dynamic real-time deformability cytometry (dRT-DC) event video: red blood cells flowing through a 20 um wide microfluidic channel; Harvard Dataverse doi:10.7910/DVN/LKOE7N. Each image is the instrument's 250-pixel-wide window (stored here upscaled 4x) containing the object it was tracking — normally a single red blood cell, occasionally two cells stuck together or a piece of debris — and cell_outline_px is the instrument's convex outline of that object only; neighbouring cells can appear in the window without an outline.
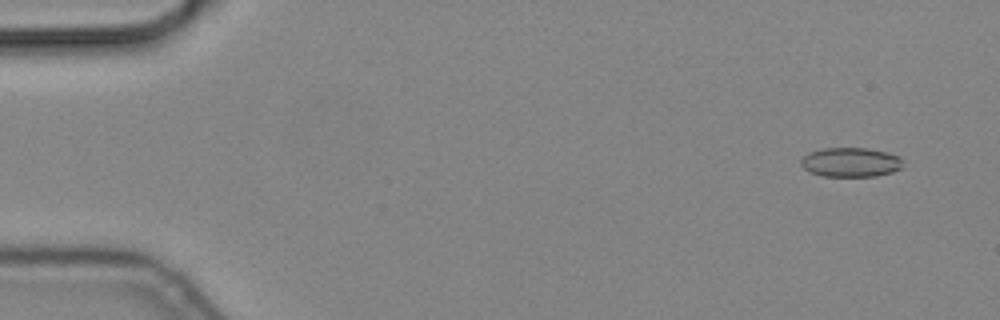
{"species": "common noctule bat (a hibernating species)", "species_latin": "Nyctalus noctula", "temperature_condition": "cold", "stored_images_in_passage": 56, "camera_frame_rate_fps": 3000, "um_per_image_px": 0.085, "animal": {"sex": "male", "body_mass_g": 19.2, "forearm_length_mm": 51.8}, "frame": {"image": 1, "passage_image": 4, "time_ms": 1.0, "image_size_px": [1000, 320], "cell_outline_px": [[900, 168], [892, 172], [876, 176], [824, 176], [808, 172], [800, 164], [800, 160], [808, 152], [824, 148], [868, 148], [888, 152], [900, 156]], "centroid_in_image_um": [72.27, 13.78], "position_along_channel_um": 12.7, "area_um2": 17.46}}
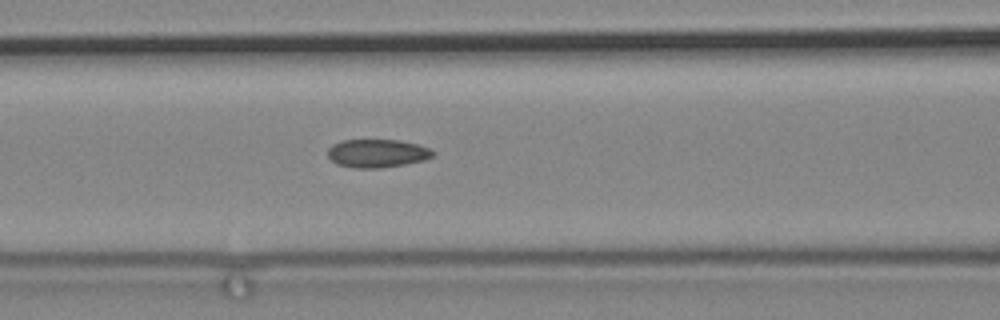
{"frame": {"image": 2, "passage_image": 24, "time_ms": 7.667, "image_size_px": [1000, 320], "cell_outline_px": [[436, 152], [432, 156], [424, 160], [404, 164], [380, 168], [352, 168], [336, 164], [328, 156], [328, 148], [332, 144], [340, 140], [400, 140], [432, 148]], "centroid_in_image_um": [32.05, 13.03], "position_along_channel_um": 134.5, "area_um2": 17.46}}
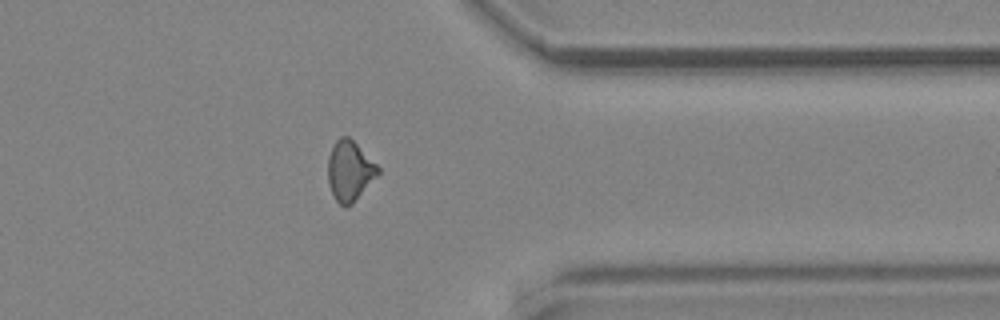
{"frame": {"image": 3, "passage_image": 45, "time_ms": 14.667, "image_size_px": [1000, 320], "cell_outline_px": [[380, 172], [352, 204], [344, 208], [336, 200], [328, 184], [328, 156], [336, 140], [340, 136], [348, 136], [380, 168]], "centroid_in_image_um": [29.7, 14.53], "position_along_channel_um": 381.7, "area_um2": 17.28}}